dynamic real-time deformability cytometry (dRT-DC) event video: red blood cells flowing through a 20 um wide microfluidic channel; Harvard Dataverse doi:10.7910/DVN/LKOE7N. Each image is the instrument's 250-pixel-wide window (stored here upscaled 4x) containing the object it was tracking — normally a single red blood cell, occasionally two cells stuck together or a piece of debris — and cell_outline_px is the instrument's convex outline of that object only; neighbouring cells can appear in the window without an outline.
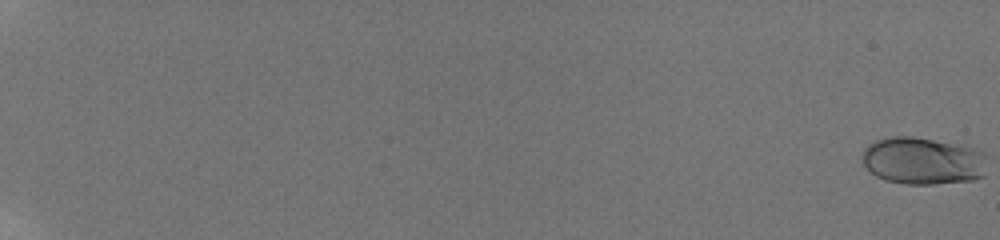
{"species": "human", "species_latin": "Homo sapiens", "temperature_condition": "room temperature", "stored_images_in_passage": 27, "camera_frame_rate_fps": 3000, "um_per_image_px": 0.085, "donor": {"sex": "male"}, "frame": {"image": 1, "passage_image": 1, "time_ms": 0.0, "image_size_px": [1000, 240], "cell_outline_px": [[984, 176], [972, 180], [936, 184], [904, 184], [884, 180], [876, 176], [864, 164], [860, 156], [864, 148], [872, 140], [892, 136], [912, 136], [968, 144], [980, 148], [984, 152]], "centroid_in_image_um": [78.45, 13.64], "position_along_channel_um": 6.6, "area_um2": 35.32}}
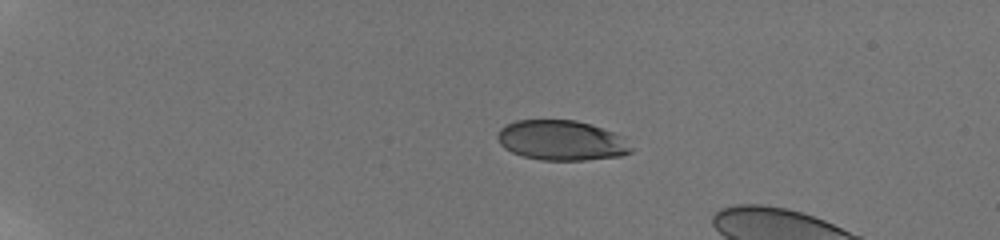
{"frame": {"image": 2, "passage_image": 13, "time_ms": 5.333, "image_size_px": [1000, 240], "cell_outline_px": [[632, 152], [620, 156], [584, 160], [544, 160], [524, 156], [512, 152], [504, 148], [500, 144], [496, 136], [500, 128], [516, 120], [576, 120], [624, 136], [632, 148]], "centroid_in_image_um": [47.72, 11.93], "position_along_channel_um": 37.3, "area_um2": 31.04}}
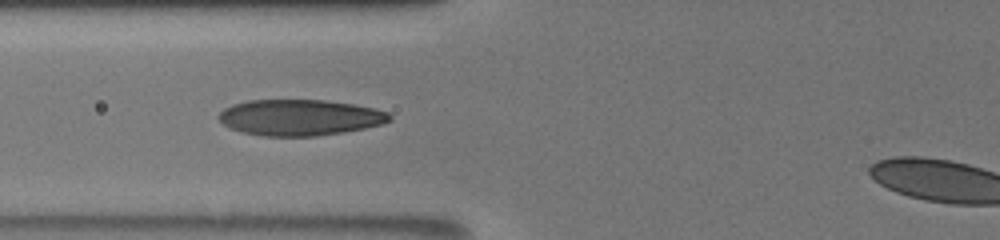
{"frame": {"image": 3, "passage_image": 22, "time_ms": 9.333, "image_size_px": [1000, 240], "cell_outline_px": [[392, 120], [380, 124], [364, 128], [344, 132], [316, 136], [264, 136], [244, 132], [232, 128], [224, 124], [216, 116], [224, 108], [232, 104], [248, 100], [324, 100], [356, 104], [388, 112], [392, 116]], "centroid_in_image_um": [25.49, 9.98], "position_along_channel_um": 100.3, "area_um2": 35.84}}